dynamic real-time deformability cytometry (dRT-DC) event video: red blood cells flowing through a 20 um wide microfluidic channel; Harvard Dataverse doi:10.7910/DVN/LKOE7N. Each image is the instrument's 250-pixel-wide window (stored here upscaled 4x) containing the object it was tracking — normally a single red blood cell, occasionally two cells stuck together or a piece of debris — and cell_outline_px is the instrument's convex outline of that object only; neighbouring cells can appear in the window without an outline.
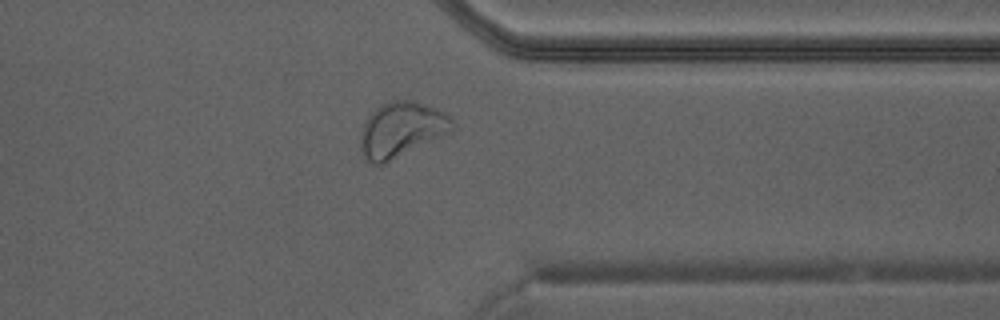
{"species": "Egyptian fruit bat (a non-hibernating species)", "species_latin": "Rousettus aegyptiacus", "temperature_condition": "warm", "stored_images_in_passage": 24, "camera_frame_rate_fps": 3000, "um_per_image_px": 0.085, "animal": {"sex": "male"}, "frame": {"image": 1, "passage_image": 20, "time_ms": 6.333, "image_size_px": [1000, 320], "cell_outline_px": [[456, 124], [452, 128], [384, 164], [376, 164], [368, 160], [364, 156], [360, 148], [360, 132], [364, 120], [380, 104], [392, 100], [416, 100], [444, 112], [452, 116]], "centroid_in_image_um": [34.06, 10.96], "position_along_channel_um": 377.3, "area_um2": 28.9}}